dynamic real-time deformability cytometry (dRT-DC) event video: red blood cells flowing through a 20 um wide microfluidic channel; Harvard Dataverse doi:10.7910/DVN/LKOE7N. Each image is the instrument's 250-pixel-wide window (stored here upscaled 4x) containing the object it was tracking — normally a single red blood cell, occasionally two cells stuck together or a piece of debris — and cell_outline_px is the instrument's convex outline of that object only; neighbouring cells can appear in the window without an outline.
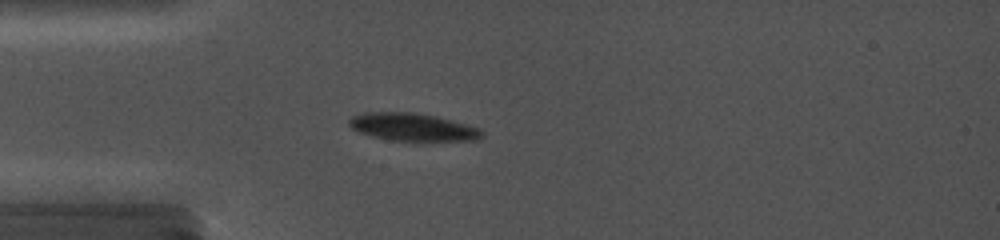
{"species": "common noctule bat (a hibernating species)", "species_latin": "Nyctalus noctula", "temperature_condition": "cold", "stored_images_in_passage": 59, "camera_frame_rate_fps": 5000, "um_per_image_px": 0.085, "animal": {"sex": "female", "body_mass_g": 19.0, "forearm_length_mm": 56.7}, "frame": {"image": 1, "passage_image": 10, "time_ms": 4.4, "image_size_px": [1000, 240], "cell_outline_px": [[484, 136], [476, 140], [392, 140], [372, 136], [360, 132], [352, 128], [348, 124], [348, 120], [352, 116], [360, 112], [412, 112], [436, 116], [452, 120], [480, 128], [484, 132]], "centroid_in_image_um": [35.07, 10.78], "position_along_channel_um": 49.9, "area_um2": 21.33}}
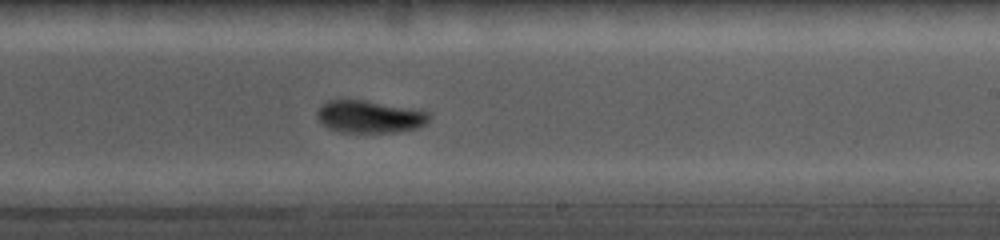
{"frame": {"image": 2, "passage_image": 30, "time_ms": 10.2, "image_size_px": [1000, 240], "cell_outline_px": [[432, 116], [424, 124], [416, 128], [400, 132], [340, 132], [328, 128], [320, 120], [316, 112], [320, 104], [328, 100], [364, 100], [432, 112]], "centroid_in_image_um": [31.42, 9.91], "position_along_channel_um": 257.6, "area_um2": 21.15}}
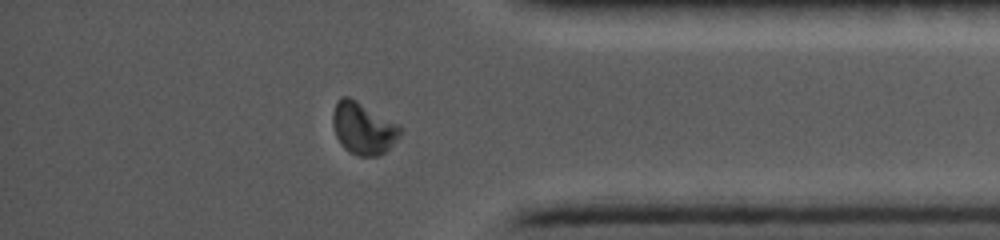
{"frame": {"image": 3, "passage_image": 49, "time_ms": 14.2, "image_size_px": [1000, 240], "cell_outline_px": [[404, 132], [380, 156], [356, 156], [348, 152], [340, 144], [336, 136], [332, 124], [332, 112], [336, 100], [340, 96], [348, 96], [356, 100], [400, 124], [404, 128]], "centroid_in_image_um": [30.87, 10.9], "position_along_channel_um": 404.3, "area_um2": 20.92}}